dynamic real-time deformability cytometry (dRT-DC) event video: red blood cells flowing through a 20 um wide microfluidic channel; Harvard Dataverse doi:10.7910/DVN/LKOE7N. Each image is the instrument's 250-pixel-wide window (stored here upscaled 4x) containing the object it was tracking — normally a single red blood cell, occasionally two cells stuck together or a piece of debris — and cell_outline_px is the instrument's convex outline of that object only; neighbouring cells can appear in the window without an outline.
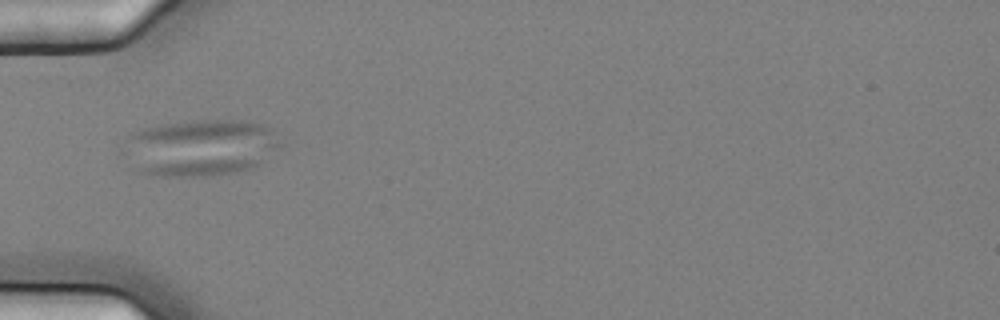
{"species": "common noctule bat (a hibernating species)", "species_latin": "Nyctalus noctula", "temperature_condition": "cold", "stored_images_in_passage": 6, "camera_frame_rate_fps": 3000, "um_per_image_px": 0.085, "animal": {"sex": "female", "body_mass_g": 25.1}, "frame": {"image": 1, "passage_image": 4, "time_ms": 1.0, "image_size_px": [1000, 320], "cell_outline_px": [[280, 144], [256, 168], [236, 172], [204, 176], [160, 176], [140, 172], [132, 136], [132, 132], [164, 124], [200, 120], [240, 120], [260, 124], [272, 128]], "centroid_in_image_um": [17.26, 12.54], "position_along_channel_um": 67.7, "area_um2": 49.42}}
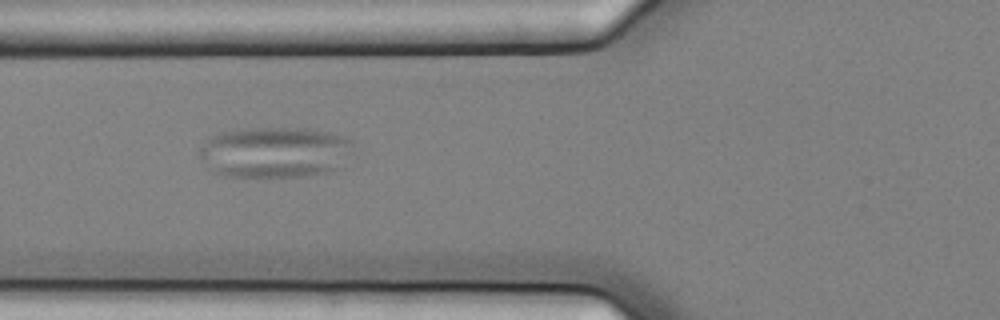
{"frame": {"image": 2, "passage_image": 5, "time_ms": 1.333, "image_size_px": [1000, 320], "cell_outline_px": [[352, 144], [336, 168], [332, 172], [308, 176], [224, 176], [212, 172], [196, 156], [200, 148], [208, 136], [220, 132], [240, 128], [316, 128], [348, 136], [352, 140]], "centroid_in_image_um": [23.27, 12.91], "position_along_channel_um": 102.5, "area_um2": 46.18}}